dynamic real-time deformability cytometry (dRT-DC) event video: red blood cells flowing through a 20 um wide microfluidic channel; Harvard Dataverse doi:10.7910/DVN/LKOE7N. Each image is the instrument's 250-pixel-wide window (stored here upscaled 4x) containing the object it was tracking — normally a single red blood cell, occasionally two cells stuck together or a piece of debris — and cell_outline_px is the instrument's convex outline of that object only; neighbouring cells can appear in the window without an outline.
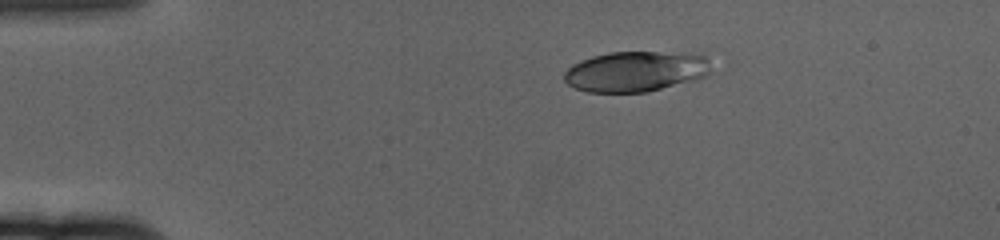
{"species": "human", "species_latin": "Homo sapiens", "temperature_condition": "cold", "stored_images_in_passage": 13, "camera_frame_rate_fps": 3000, "um_per_image_px": 0.085, "donor": {"sex": "female"}, "frame": {"image": 1, "passage_image": 1, "time_ms": 0.0, "image_size_px": [1000, 240], "cell_outline_px": [[728, 64], [708, 76], [696, 80], [648, 92], [588, 92], [576, 88], [568, 84], [564, 80], [564, 72], [572, 64], [580, 60], [592, 56], [608, 52], [728, 52]], "centroid_in_image_um": [54.56, 5.99], "position_along_channel_um": 30.4, "area_um2": 37.86}}
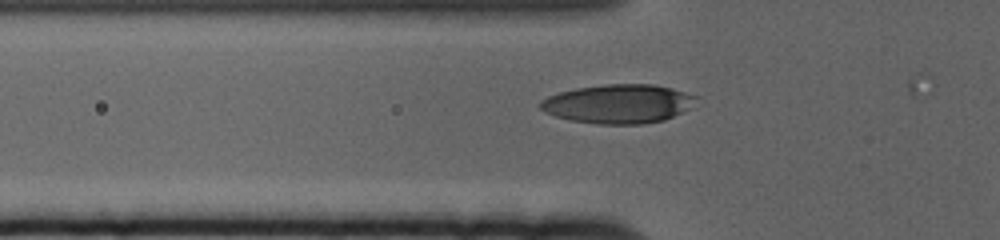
{"frame": {"image": 2, "passage_image": 10, "time_ms": 3.0, "image_size_px": [1000, 240], "cell_outline_px": [[700, 96], [696, 108], [664, 120], [640, 124], [596, 124], [572, 120], [556, 116], [544, 112], [536, 104], [540, 100], [548, 96], [560, 92], [576, 88], [608, 84], [652, 84], [672, 88]], "centroid_in_image_um": [52.64, 8.82], "position_along_channel_um": 73.2, "area_um2": 36.01}}